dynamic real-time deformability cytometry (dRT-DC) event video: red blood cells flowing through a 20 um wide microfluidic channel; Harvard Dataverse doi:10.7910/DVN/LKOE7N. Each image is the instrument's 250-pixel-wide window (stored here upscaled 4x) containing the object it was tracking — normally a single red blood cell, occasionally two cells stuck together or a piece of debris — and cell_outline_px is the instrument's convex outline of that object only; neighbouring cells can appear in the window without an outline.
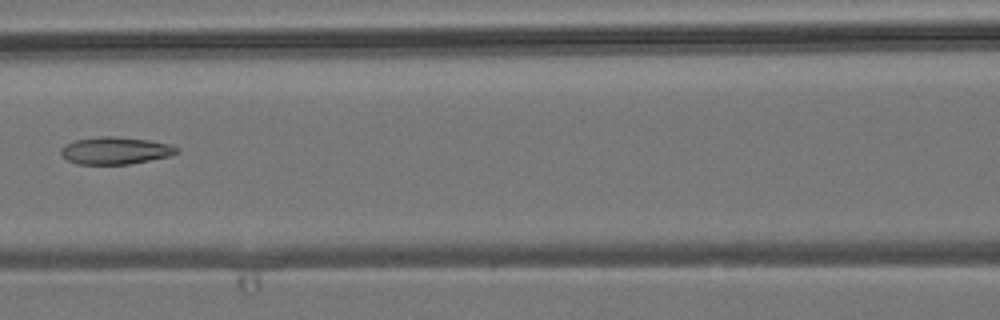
{"species": "common noctule bat (a hibernating species)", "species_latin": "Nyctalus noctula", "temperature_condition": "room temperature", "stored_images_in_passage": 5, "camera_frame_rate_fps": 3000, "um_per_image_px": 0.085, "animal": {"sex": "male", "body_mass_g": 19.2, "forearm_length_mm": 51.8}, "frame": {"image": 1, "passage_image": 5, "time_ms": 4.333, "image_size_px": [1000, 320], "cell_outline_px": [[180, 152], [168, 156], [128, 164], [76, 164], [60, 156], [60, 148], [64, 144], [72, 140], [100, 136], [112, 136], [148, 140], [172, 144], [180, 148]], "centroid_in_image_um": [9.77, 12.79], "position_along_channel_um": 156.8, "area_um2": 18.61}}